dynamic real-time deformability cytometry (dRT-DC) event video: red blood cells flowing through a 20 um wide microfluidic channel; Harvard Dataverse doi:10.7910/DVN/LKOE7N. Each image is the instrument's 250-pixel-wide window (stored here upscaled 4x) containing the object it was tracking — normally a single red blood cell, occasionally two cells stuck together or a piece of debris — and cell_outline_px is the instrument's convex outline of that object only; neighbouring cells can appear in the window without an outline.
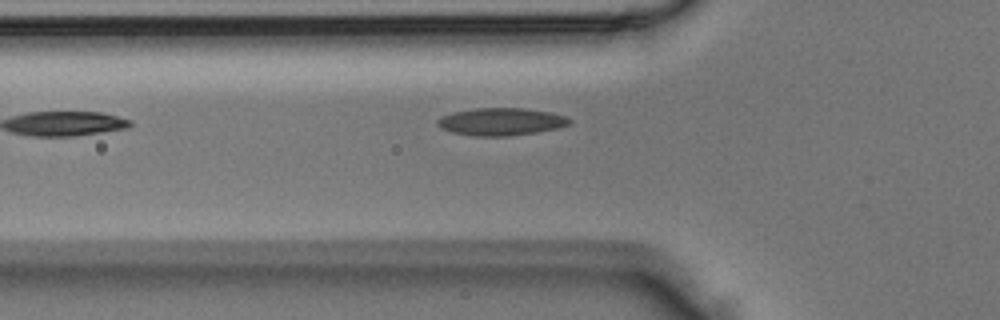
{"species": "Egyptian fruit bat (a non-hibernating species)", "species_latin": "Rousettus aegyptiacus", "temperature_condition": "room temperature", "stored_images_in_passage": 3, "segment_of_instrument_passage": [1, 2], "camera_frame_rate_fps": 3000, "um_per_image_px": 0.085, "animal": {"sex": "male"}, "frame": {"image": 1, "passage_image": 2, "time_ms": 0.333, "image_size_px": [1000, 320], "cell_outline_px": [[572, 120], [568, 124], [560, 128], [536, 132], [508, 136], [472, 136], [452, 132], [440, 128], [436, 124], [436, 120], [440, 116], [452, 112], [476, 108], [524, 108], [552, 112], [564, 116]], "centroid_in_image_um": [42.55, 10.34], "position_along_channel_um": 83.2, "area_um2": 21.33}}